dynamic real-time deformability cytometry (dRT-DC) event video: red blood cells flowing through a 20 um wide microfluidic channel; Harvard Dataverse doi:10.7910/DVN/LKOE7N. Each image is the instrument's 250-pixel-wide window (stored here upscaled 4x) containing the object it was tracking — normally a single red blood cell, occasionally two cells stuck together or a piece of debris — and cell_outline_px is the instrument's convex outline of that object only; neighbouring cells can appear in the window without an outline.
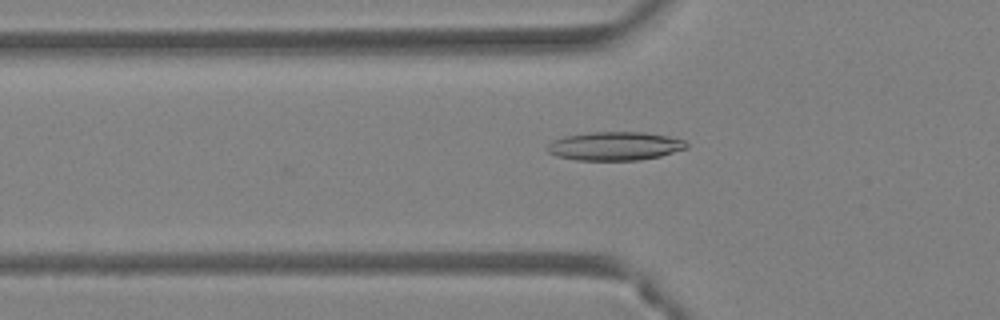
{"species": "Egyptian fruit bat (a non-hibernating species)", "species_latin": "Rousettus aegyptiacus", "temperature_condition": "warm", "stored_images_in_passage": 4, "camera_frame_rate_fps": 3000, "um_per_image_px": 0.085, "animal": {"sex": "female"}, "frame": {"image": 1, "passage_image": 4, "time_ms": 1.0, "image_size_px": [1000, 320], "cell_outline_px": [[688, 148], [660, 156], [640, 160], [576, 160], [556, 156], [548, 152], [544, 148], [552, 140], [564, 136], [588, 132], [644, 132], [668, 136], [684, 140], [688, 144]], "centroid_in_image_um": [52.23, 12.41], "position_along_channel_um": 73.6, "area_um2": 23.41}}